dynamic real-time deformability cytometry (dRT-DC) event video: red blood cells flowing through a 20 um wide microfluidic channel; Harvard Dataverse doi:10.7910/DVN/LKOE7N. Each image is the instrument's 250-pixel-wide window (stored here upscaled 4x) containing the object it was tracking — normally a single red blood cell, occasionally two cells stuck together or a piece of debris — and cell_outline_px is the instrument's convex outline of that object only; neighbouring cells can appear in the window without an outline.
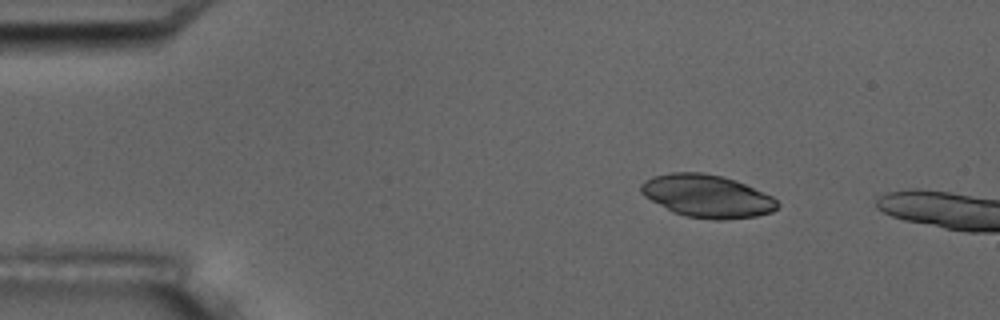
{"species": "common noctule bat (a hibernating species)", "species_latin": "Nyctalus noctula", "temperature_condition": "room temperature", "stored_images_in_passage": 3, "camera_frame_rate_fps": 3000, "um_per_image_px": 0.085, "animal": {"sex": "male", "body_mass_g": 17.5, "forearm_length_mm": 52.3}, "frame": {"image": 1, "passage_image": 1, "time_ms": 0.0, "image_size_px": [1000, 320], "cell_outline_px": [[780, 204], [772, 212], [756, 216], [724, 220], [716, 220], [684, 216], [672, 212], [644, 196], [640, 192], [640, 184], [644, 180], [652, 176], [672, 172], [704, 172], [736, 180], [772, 196]], "centroid_in_image_um": [60.08, 16.67], "position_along_channel_um": 24.9, "area_um2": 34.1}}